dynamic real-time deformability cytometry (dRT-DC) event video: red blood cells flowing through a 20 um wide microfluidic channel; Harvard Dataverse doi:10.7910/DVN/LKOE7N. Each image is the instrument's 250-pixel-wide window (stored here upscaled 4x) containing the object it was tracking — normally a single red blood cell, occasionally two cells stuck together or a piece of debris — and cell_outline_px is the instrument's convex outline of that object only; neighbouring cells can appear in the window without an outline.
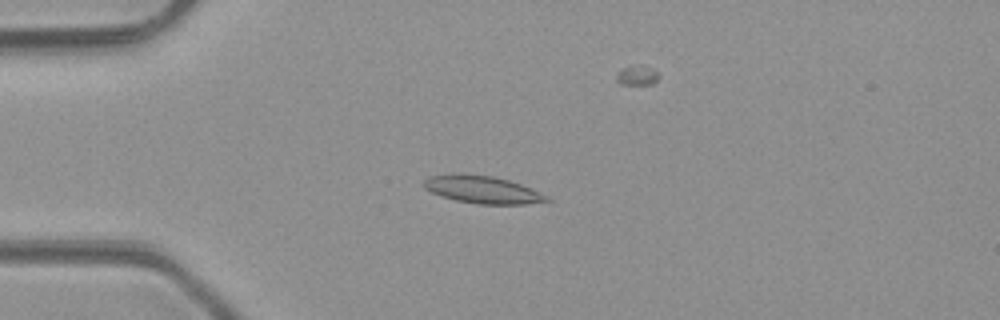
{"species": "common noctule bat (a hibernating species)", "species_latin": "Nyctalus noctula", "temperature_condition": "room temperature", "stored_images_in_passage": 4, "camera_frame_rate_fps": 3000, "um_per_image_px": 0.085, "animal": {"sex": "male", "body_mass_g": 23.1, "forearm_length_mm": 52.7}, "frame": {"image": 1, "passage_image": 3, "time_ms": 2.333, "image_size_px": [1000, 320], "cell_outline_px": [[552, 200], [524, 204], [480, 204], [456, 200], [432, 192], [424, 188], [424, 180], [428, 176], [492, 176], [508, 180], [532, 188], [548, 196]], "centroid_in_image_um": [41.1, 16.16], "position_along_channel_um": 43.9, "area_um2": 18.79}}